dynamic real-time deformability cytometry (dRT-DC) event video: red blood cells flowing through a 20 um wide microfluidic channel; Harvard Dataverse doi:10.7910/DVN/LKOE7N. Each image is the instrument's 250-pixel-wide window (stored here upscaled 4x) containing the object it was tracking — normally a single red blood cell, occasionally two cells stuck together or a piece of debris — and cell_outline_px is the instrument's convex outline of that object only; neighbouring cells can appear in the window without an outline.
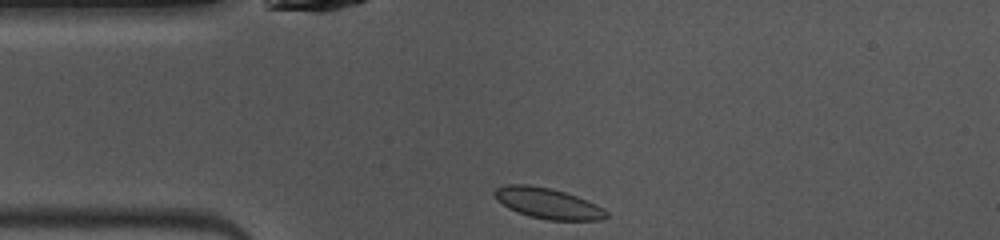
{"species": "common noctule bat (a hibernating species)", "species_latin": "Nyctalus noctula", "temperature_condition": "warm", "stored_images_in_passage": 39, "camera_frame_rate_fps": 3000, "um_per_image_px": 0.085, "animal": {"sex": "female", "body_mass_g": 10.0, "forearm_length_mm": 53.1}, "frame": {"image": 1, "passage_image": 1, "time_ms": 0.0, "image_size_px": [1000, 240], "cell_outline_px": [[608, 216], [604, 220], [548, 220], [528, 216], [516, 212], [508, 208], [496, 200], [492, 192], [496, 188], [508, 184], [528, 184], [552, 188], [576, 196], [596, 204], [604, 208], [608, 212]], "centroid_in_image_um": [46.55, 17.28], "position_along_channel_um": 38.5, "area_um2": 20.23}}
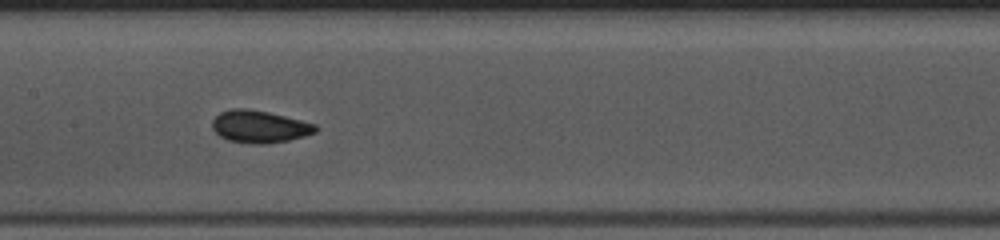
{"frame": {"image": 2, "passage_image": 13, "time_ms": 4.0, "image_size_px": [1000, 240], "cell_outline_px": [[320, 128], [316, 132], [304, 136], [288, 140], [264, 144], [252, 144], [228, 140], [220, 136], [212, 128], [212, 120], [220, 112], [232, 108], [248, 108], [268, 112], [316, 124]], "centroid_in_image_um": [22.05, 10.76], "position_along_channel_um": 185.3, "area_um2": 19.48}}
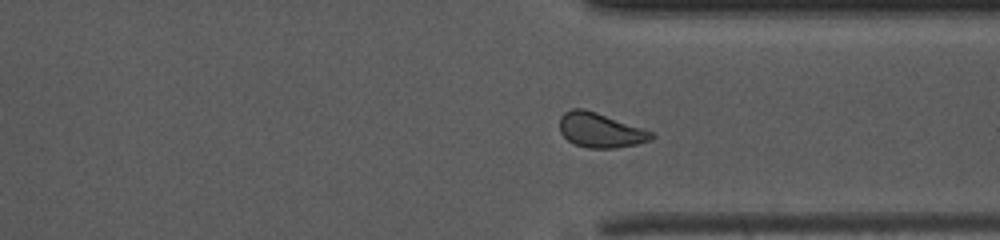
{"frame": {"image": 3, "passage_image": 26, "time_ms": 8.333, "image_size_px": [1000, 240], "cell_outline_px": [[656, 136], [652, 140], [636, 144], [616, 148], [588, 148], [576, 144], [568, 140], [560, 132], [560, 116], [564, 112], [572, 108], [584, 108], [596, 112], [652, 132]], "centroid_in_image_um": [51.01, 11.07], "position_along_channel_um": 360.4, "area_um2": 18.38}, "authors_computed_cell_mechanics": {"area_um2": 18.7272, "velocity_mm_per_s": 4.0531, "shape_relaxation_time_tau1_ms": 3.9889, "shape_relaxation_time_tau2_ms": null, "deformation_change_tau1": 0.105, "deformation_change_tau2": null}}